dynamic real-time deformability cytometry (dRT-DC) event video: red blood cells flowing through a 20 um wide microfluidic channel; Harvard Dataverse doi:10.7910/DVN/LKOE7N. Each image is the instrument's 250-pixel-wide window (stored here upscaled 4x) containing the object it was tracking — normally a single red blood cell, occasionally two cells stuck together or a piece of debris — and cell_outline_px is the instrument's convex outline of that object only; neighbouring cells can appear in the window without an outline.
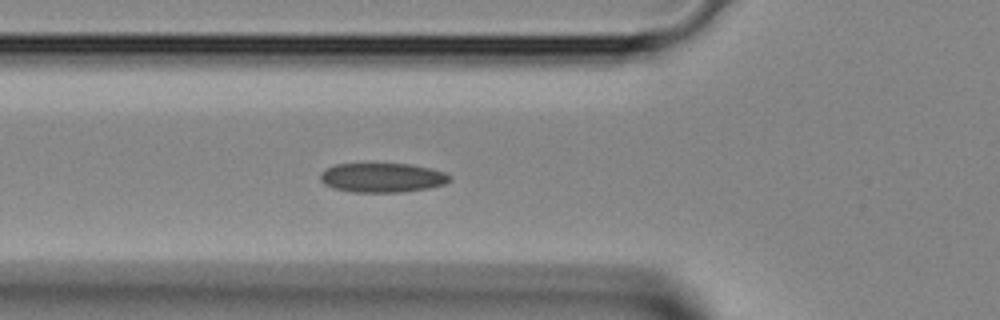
{"species": "Egyptian fruit bat (a non-hibernating species)", "species_latin": "Rousettus aegyptiacus", "temperature_condition": "room temperature", "stored_images_in_passage": 31, "segment_of_instrument_passage": [1, 2], "camera_frame_rate_fps": 3000, "um_per_image_px": 0.085, "animal": {"sex": "female"}, "frame": {"image": 1, "passage_image": 2, "time_ms": 0.333, "image_size_px": [1000, 320], "cell_outline_px": [[452, 180], [444, 184], [428, 188], [400, 192], [352, 192], [332, 188], [324, 184], [320, 180], [320, 172], [336, 164], [408, 164], [428, 168], [444, 172], [452, 176]], "centroid_in_image_um": [32.48, 15.11], "position_along_channel_um": 93.3, "area_um2": 22.08}}
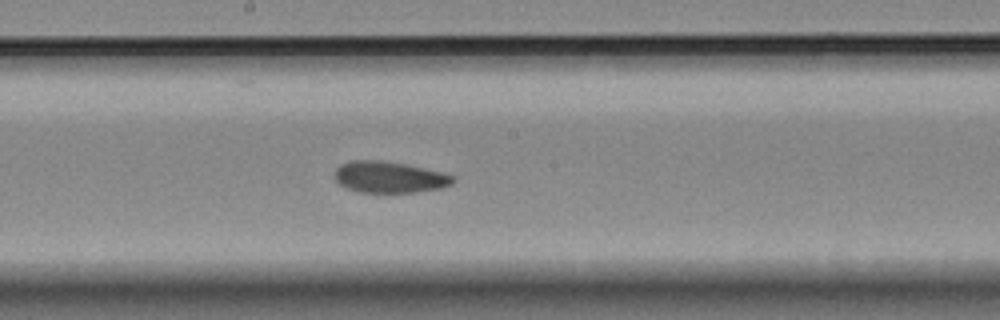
{"frame": {"image": 2, "passage_image": 10, "time_ms": 3.0, "image_size_px": [1000, 320], "cell_outline_px": [[456, 180], [452, 184], [440, 188], [416, 192], [360, 192], [348, 188], [340, 184], [336, 180], [336, 168], [340, 164], [352, 160], [380, 160], [404, 164], [444, 172], [456, 176]], "centroid_in_image_um": [33.14, 15.05], "position_along_channel_um": 215.1, "area_um2": 21.56}}
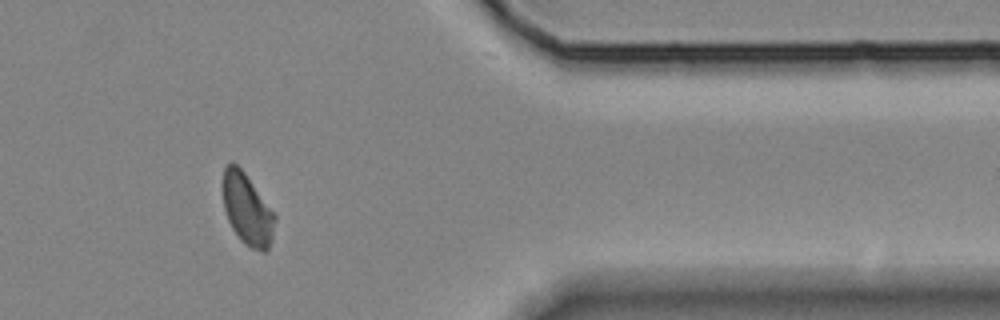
{"frame": {"image": 3, "passage_image": 23, "time_ms": 7.333, "image_size_px": [1000, 320], "cell_outline_px": [[276, 220], [272, 240], [268, 248], [264, 252], [252, 248], [244, 244], [240, 240], [232, 228], [228, 220], [224, 208], [220, 188], [220, 184], [224, 168], [232, 160], [244, 172], [276, 216]], "centroid_in_image_um": [20.96, 17.77], "position_along_channel_um": 390.4, "area_um2": 21.91}}